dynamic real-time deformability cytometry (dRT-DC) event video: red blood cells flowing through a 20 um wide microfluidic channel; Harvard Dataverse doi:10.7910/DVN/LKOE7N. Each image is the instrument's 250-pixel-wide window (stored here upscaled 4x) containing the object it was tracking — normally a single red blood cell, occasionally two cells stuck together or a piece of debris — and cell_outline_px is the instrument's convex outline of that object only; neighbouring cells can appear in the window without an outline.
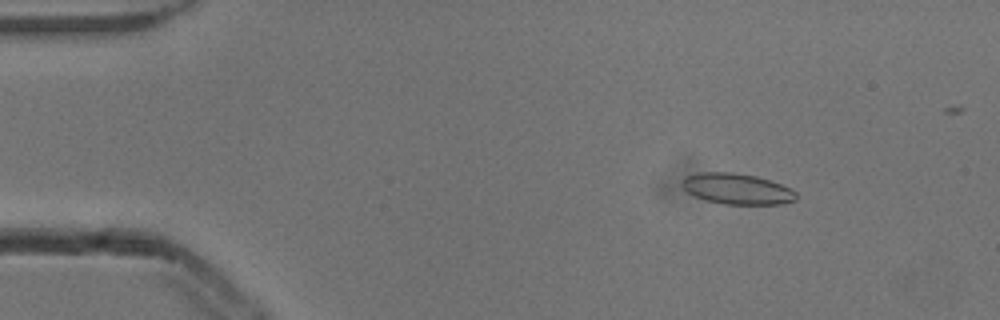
{"species": "common noctule bat (a hibernating species)", "species_latin": "Nyctalus noctula", "temperature_condition": "cold", "stored_images_in_passage": 53, "camera_frame_rate_fps": 3000, "um_per_image_px": 0.085, "animal": {"sex": "male", "body_mass_g": 13.3}, "frame": {"image": 1, "passage_image": 8, "time_ms": 2.333, "image_size_px": [1000, 320], "cell_outline_px": [[796, 200], [784, 204], [724, 204], [704, 200], [688, 192], [680, 184], [680, 180], [684, 176], [700, 172], [732, 172], [756, 176], [792, 188], [796, 192]], "centroid_in_image_um": [62.62, 16.05], "position_along_channel_um": 22.4, "area_um2": 20.63}}
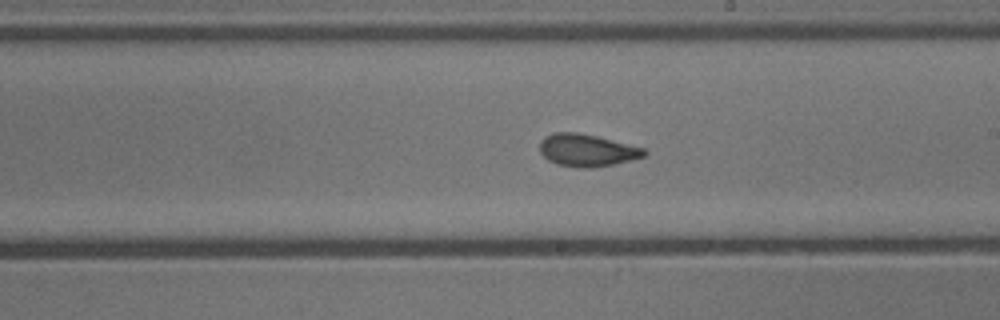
{"frame": {"image": 2, "passage_image": 31, "time_ms": 10.0, "image_size_px": [1000, 320], "cell_outline_px": [[648, 152], [644, 156], [612, 164], [592, 168], [580, 168], [556, 164], [548, 160], [540, 152], [540, 140], [544, 136], [552, 132], [576, 132], [596, 136], [644, 148]], "centroid_in_image_um": [49.84, 12.76], "position_along_channel_um": 239.2, "area_um2": 19.59}}
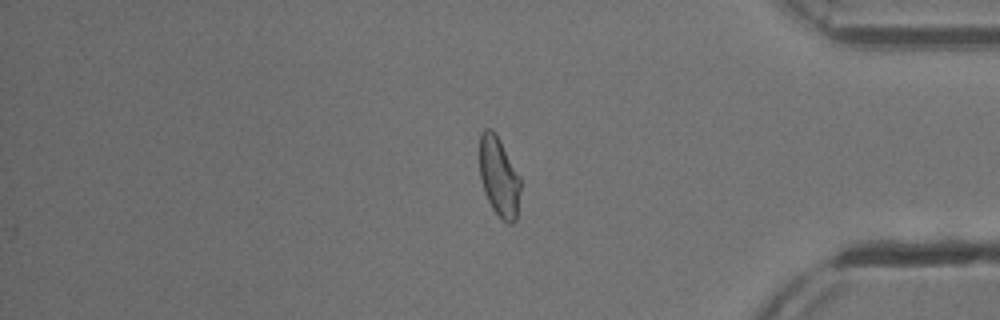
{"frame": {"image": 3, "passage_image": 45, "time_ms": 14.667, "image_size_px": [1000, 320], "cell_outline_px": [[520, 188], [516, 220], [512, 224], [508, 224], [492, 208], [484, 192], [480, 176], [480, 132], [484, 128], [492, 128], [496, 132], [520, 176]], "centroid_in_image_um": [42.41, 14.98], "position_along_channel_um": 392.8, "area_um2": 19.02}, "authors_computed_cell_mechanics": {"area_um2": 19.5942, "velocity_mm_per_s": 3.864, "shape_relaxation_time_tau1_ms": 4.7755, "shape_relaxation_time_tau2_ms": 1.3125, "deformation_change_tau1": 0.1162, "deformation_change_tau2": 0.056}}